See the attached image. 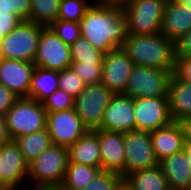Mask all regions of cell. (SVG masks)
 <instances>
[{"label":"cell","instance_id":"6da1fadb","mask_svg":"<svg viewBox=\"0 0 191 190\" xmlns=\"http://www.w3.org/2000/svg\"><path fill=\"white\" fill-rule=\"evenodd\" d=\"M79 24L81 36L104 53L122 47L126 39V18L120 8L93 2Z\"/></svg>","mask_w":191,"mask_h":190},{"label":"cell","instance_id":"7a4b0ae2","mask_svg":"<svg viewBox=\"0 0 191 190\" xmlns=\"http://www.w3.org/2000/svg\"><path fill=\"white\" fill-rule=\"evenodd\" d=\"M122 48L134 65L174 70L175 42L162 33L127 34Z\"/></svg>","mask_w":191,"mask_h":190},{"label":"cell","instance_id":"3957f363","mask_svg":"<svg viewBox=\"0 0 191 190\" xmlns=\"http://www.w3.org/2000/svg\"><path fill=\"white\" fill-rule=\"evenodd\" d=\"M69 163L67 147L52 145L28 164L27 181L58 189Z\"/></svg>","mask_w":191,"mask_h":190},{"label":"cell","instance_id":"277c9868","mask_svg":"<svg viewBox=\"0 0 191 190\" xmlns=\"http://www.w3.org/2000/svg\"><path fill=\"white\" fill-rule=\"evenodd\" d=\"M6 125L11 140L46 128L47 111L43 103L20 97L6 112Z\"/></svg>","mask_w":191,"mask_h":190},{"label":"cell","instance_id":"5b68a950","mask_svg":"<svg viewBox=\"0 0 191 190\" xmlns=\"http://www.w3.org/2000/svg\"><path fill=\"white\" fill-rule=\"evenodd\" d=\"M43 25L30 20H22L0 45L3 59L21 60L34 63L40 33Z\"/></svg>","mask_w":191,"mask_h":190},{"label":"cell","instance_id":"8992f818","mask_svg":"<svg viewBox=\"0 0 191 190\" xmlns=\"http://www.w3.org/2000/svg\"><path fill=\"white\" fill-rule=\"evenodd\" d=\"M168 0H132L123 9L127 34L161 33L163 12Z\"/></svg>","mask_w":191,"mask_h":190},{"label":"cell","instance_id":"52a82bcc","mask_svg":"<svg viewBox=\"0 0 191 190\" xmlns=\"http://www.w3.org/2000/svg\"><path fill=\"white\" fill-rule=\"evenodd\" d=\"M173 71L134 65L122 94L133 99L168 96Z\"/></svg>","mask_w":191,"mask_h":190},{"label":"cell","instance_id":"ba28073f","mask_svg":"<svg viewBox=\"0 0 191 190\" xmlns=\"http://www.w3.org/2000/svg\"><path fill=\"white\" fill-rule=\"evenodd\" d=\"M114 93L101 82L85 85L74 100V109L88 130L98 129Z\"/></svg>","mask_w":191,"mask_h":190},{"label":"cell","instance_id":"9c48e42d","mask_svg":"<svg viewBox=\"0 0 191 190\" xmlns=\"http://www.w3.org/2000/svg\"><path fill=\"white\" fill-rule=\"evenodd\" d=\"M72 63L70 45L64 43L50 26H43L34 60L35 66L61 71Z\"/></svg>","mask_w":191,"mask_h":190},{"label":"cell","instance_id":"30bf717a","mask_svg":"<svg viewBox=\"0 0 191 190\" xmlns=\"http://www.w3.org/2000/svg\"><path fill=\"white\" fill-rule=\"evenodd\" d=\"M124 147L126 154L124 178L134 171L152 168L159 164L149 131L124 132Z\"/></svg>","mask_w":191,"mask_h":190},{"label":"cell","instance_id":"8fae6325","mask_svg":"<svg viewBox=\"0 0 191 190\" xmlns=\"http://www.w3.org/2000/svg\"><path fill=\"white\" fill-rule=\"evenodd\" d=\"M46 128L53 145L67 148L88 130L74 108L47 112Z\"/></svg>","mask_w":191,"mask_h":190},{"label":"cell","instance_id":"7c38bea8","mask_svg":"<svg viewBox=\"0 0 191 190\" xmlns=\"http://www.w3.org/2000/svg\"><path fill=\"white\" fill-rule=\"evenodd\" d=\"M135 130L153 131L172 122L167 96L134 99Z\"/></svg>","mask_w":191,"mask_h":190},{"label":"cell","instance_id":"4fadbf2b","mask_svg":"<svg viewBox=\"0 0 191 190\" xmlns=\"http://www.w3.org/2000/svg\"><path fill=\"white\" fill-rule=\"evenodd\" d=\"M133 66L122 47L109 50L103 57L101 83L114 94L123 93Z\"/></svg>","mask_w":191,"mask_h":190},{"label":"cell","instance_id":"5bb4252c","mask_svg":"<svg viewBox=\"0 0 191 190\" xmlns=\"http://www.w3.org/2000/svg\"><path fill=\"white\" fill-rule=\"evenodd\" d=\"M98 129L123 133L135 130L134 99L122 93L114 94Z\"/></svg>","mask_w":191,"mask_h":190},{"label":"cell","instance_id":"9a60e30c","mask_svg":"<svg viewBox=\"0 0 191 190\" xmlns=\"http://www.w3.org/2000/svg\"><path fill=\"white\" fill-rule=\"evenodd\" d=\"M98 134L100 146L101 170L120 174L124 178L125 147L124 133L94 130Z\"/></svg>","mask_w":191,"mask_h":190},{"label":"cell","instance_id":"2e32d148","mask_svg":"<svg viewBox=\"0 0 191 190\" xmlns=\"http://www.w3.org/2000/svg\"><path fill=\"white\" fill-rule=\"evenodd\" d=\"M34 63L3 59L0 62V84L11 90L18 98L28 97Z\"/></svg>","mask_w":191,"mask_h":190},{"label":"cell","instance_id":"e0dca14e","mask_svg":"<svg viewBox=\"0 0 191 190\" xmlns=\"http://www.w3.org/2000/svg\"><path fill=\"white\" fill-rule=\"evenodd\" d=\"M28 163L14 140L0 146V184L27 181Z\"/></svg>","mask_w":191,"mask_h":190},{"label":"cell","instance_id":"ac0fdd59","mask_svg":"<svg viewBox=\"0 0 191 190\" xmlns=\"http://www.w3.org/2000/svg\"><path fill=\"white\" fill-rule=\"evenodd\" d=\"M150 135L158 162L184 149L183 132L177 121L151 131Z\"/></svg>","mask_w":191,"mask_h":190},{"label":"cell","instance_id":"d6986e66","mask_svg":"<svg viewBox=\"0 0 191 190\" xmlns=\"http://www.w3.org/2000/svg\"><path fill=\"white\" fill-rule=\"evenodd\" d=\"M170 190H187L191 185V165L185 150L159 162Z\"/></svg>","mask_w":191,"mask_h":190},{"label":"cell","instance_id":"ffe728a7","mask_svg":"<svg viewBox=\"0 0 191 190\" xmlns=\"http://www.w3.org/2000/svg\"><path fill=\"white\" fill-rule=\"evenodd\" d=\"M190 30L191 11L174 0H168L163 12L161 33L175 42Z\"/></svg>","mask_w":191,"mask_h":190},{"label":"cell","instance_id":"44dd1931","mask_svg":"<svg viewBox=\"0 0 191 190\" xmlns=\"http://www.w3.org/2000/svg\"><path fill=\"white\" fill-rule=\"evenodd\" d=\"M67 149L69 162L101 168L99 139L94 130H87Z\"/></svg>","mask_w":191,"mask_h":190},{"label":"cell","instance_id":"7402d4cb","mask_svg":"<svg viewBox=\"0 0 191 190\" xmlns=\"http://www.w3.org/2000/svg\"><path fill=\"white\" fill-rule=\"evenodd\" d=\"M167 97L172 121L191 116V84L181 81L173 74Z\"/></svg>","mask_w":191,"mask_h":190},{"label":"cell","instance_id":"603a6c76","mask_svg":"<svg viewBox=\"0 0 191 190\" xmlns=\"http://www.w3.org/2000/svg\"><path fill=\"white\" fill-rule=\"evenodd\" d=\"M124 183L132 190H170L159 164L128 174L124 178Z\"/></svg>","mask_w":191,"mask_h":190},{"label":"cell","instance_id":"cb8c5ba5","mask_svg":"<svg viewBox=\"0 0 191 190\" xmlns=\"http://www.w3.org/2000/svg\"><path fill=\"white\" fill-rule=\"evenodd\" d=\"M58 89V71L35 67L28 98L43 103Z\"/></svg>","mask_w":191,"mask_h":190},{"label":"cell","instance_id":"d4e9b609","mask_svg":"<svg viewBox=\"0 0 191 190\" xmlns=\"http://www.w3.org/2000/svg\"><path fill=\"white\" fill-rule=\"evenodd\" d=\"M101 168L69 162L59 190H82L100 172Z\"/></svg>","mask_w":191,"mask_h":190},{"label":"cell","instance_id":"484cf974","mask_svg":"<svg viewBox=\"0 0 191 190\" xmlns=\"http://www.w3.org/2000/svg\"><path fill=\"white\" fill-rule=\"evenodd\" d=\"M13 140L18 145L19 150L22 152L28 164L35 160L42 151L53 145L47 128L17 137Z\"/></svg>","mask_w":191,"mask_h":190},{"label":"cell","instance_id":"4316f807","mask_svg":"<svg viewBox=\"0 0 191 190\" xmlns=\"http://www.w3.org/2000/svg\"><path fill=\"white\" fill-rule=\"evenodd\" d=\"M61 0H31L30 21L50 26L57 20Z\"/></svg>","mask_w":191,"mask_h":190},{"label":"cell","instance_id":"83f0119b","mask_svg":"<svg viewBox=\"0 0 191 190\" xmlns=\"http://www.w3.org/2000/svg\"><path fill=\"white\" fill-rule=\"evenodd\" d=\"M72 62H103L104 52L82 36L70 45Z\"/></svg>","mask_w":191,"mask_h":190},{"label":"cell","instance_id":"f1b7e54d","mask_svg":"<svg viewBox=\"0 0 191 190\" xmlns=\"http://www.w3.org/2000/svg\"><path fill=\"white\" fill-rule=\"evenodd\" d=\"M94 0H61L58 20L80 22Z\"/></svg>","mask_w":191,"mask_h":190},{"label":"cell","instance_id":"f546056e","mask_svg":"<svg viewBox=\"0 0 191 190\" xmlns=\"http://www.w3.org/2000/svg\"><path fill=\"white\" fill-rule=\"evenodd\" d=\"M70 67L86 85L101 82L102 62H72Z\"/></svg>","mask_w":191,"mask_h":190},{"label":"cell","instance_id":"4dcf8cb0","mask_svg":"<svg viewBox=\"0 0 191 190\" xmlns=\"http://www.w3.org/2000/svg\"><path fill=\"white\" fill-rule=\"evenodd\" d=\"M85 85L71 67L58 71V88L64 90L73 98L78 96L85 88Z\"/></svg>","mask_w":191,"mask_h":190},{"label":"cell","instance_id":"1f68e13d","mask_svg":"<svg viewBox=\"0 0 191 190\" xmlns=\"http://www.w3.org/2000/svg\"><path fill=\"white\" fill-rule=\"evenodd\" d=\"M124 178L115 172L101 171L82 190H118Z\"/></svg>","mask_w":191,"mask_h":190},{"label":"cell","instance_id":"d6a6232c","mask_svg":"<svg viewBox=\"0 0 191 190\" xmlns=\"http://www.w3.org/2000/svg\"><path fill=\"white\" fill-rule=\"evenodd\" d=\"M50 27L64 43L71 45L81 37L80 24L65 20H56Z\"/></svg>","mask_w":191,"mask_h":190},{"label":"cell","instance_id":"836d02e7","mask_svg":"<svg viewBox=\"0 0 191 190\" xmlns=\"http://www.w3.org/2000/svg\"><path fill=\"white\" fill-rule=\"evenodd\" d=\"M74 100L75 98L58 88L43 102V105L47 112H57L74 108Z\"/></svg>","mask_w":191,"mask_h":190},{"label":"cell","instance_id":"e575fe53","mask_svg":"<svg viewBox=\"0 0 191 190\" xmlns=\"http://www.w3.org/2000/svg\"><path fill=\"white\" fill-rule=\"evenodd\" d=\"M31 0H0V13L16 14L22 20H30Z\"/></svg>","mask_w":191,"mask_h":190},{"label":"cell","instance_id":"d590c367","mask_svg":"<svg viewBox=\"0 0 191 190\" xmlns=\"http://www.w3.org/2000/svg\"><path fill=\"white\" fill-rule=\"evenodd\" d=\"M173 74L185 83L191 84V56H175Z\"/></svg>","mask_w":191,"mask_h":190},{"label":"cell","instance_id":"8d00e7d4","mask_svg":"<svg viewBox=\"0 0 191 190\" xmlns=\"http://www.w3.org/2000/svg\"><path fill=\"white\" fill-rule=\"evenodd\" d=\"M18 99L11 90L0 84V114L4 115Z\"/></svg>","mask_w":191,"mask_h":190},{"label":"cell","instance_id":"74e56055","mask_svg":"<svg viewBox=\"0 0 191 190\" xmlns=\"http://www.w3.org/2000/svg\"><path fill=\"white\" fill-rule=\"evenodd\" d=\"M22 21L16 14L0 13V31L5 35L11 33Z\"/></svg>","mask_w":191,"mask_h":190},{"label":"cell","instance_id":"f35d334b","mask_svg":"<svg viewBox=\"0 0 191 190\" xmlns=\"http://www.w3.org/2000/svg\"><path fill=\"white\" fill-rule=\"evenodd\" d=\"M175 56H191V30L175 41Z\"/></svg>","mask_w":191,"mask_h":190},{"label":"cell","instance_id":"ab89813d","mask_svg":"<svg viewBox=\"0 0 191 190\" xmlns=\"http://www.w3.org/2000/svg\"><path fill=\"white\" fill-rule=\"evenodd\" d=\"M28 184V185H26ZM46 186H42L30 181H24L16 184L8 185V190H48Z\"/></svg>","mask_w":191,"mask_h":190},{"label":"cell","instance_id":"60d3db41","mask_svg":"<svg viewBox=\"0 0 191 190\" xmlns=\"http://www.w3.org/2000/svg\"><path fill=\"white\" fill-rule=\"evenodd\" d=\"M182 129L184 143H191V116H186L177 121Z\"/></svg>","mask_w":191,"mask_h":190},{"label":"cell","instance_id":"b9f144b4","mask_svg":"<svg viewBox=\"0 0 191 190\" xmlns=\"http://www.w3.org/2000/svg\"><path fill=\"white\" fill-rule=\"evenodd\" d=\"M131 1L132 0H94L97 4L120 9H125Z\"/></svg>","mask_w":191,"mask_h":190},{"label":"cell","instance_id":"7bdbcfd3","mask_svg":"<svg viewBox=\"0 0 191 190\" xmlns=\"http://www.w3.org/2000/svg\"><path fill=\"white\" fill-rule=\"evenodd\" d=\"M11 140L7 131L6 118L0 114V146Z\"/></svg>","mask_w":191,"mask_h":190},{"label":"cell","instance_id":"ee69618b","mask_svg":"<svg viewBox=\"0 0 191 190\" xmlns=\"http://www.w3.org/2000/svg\"><path fill=\"white\" fill-rule=\"evenodd\" d=\"M184 150L191 165V143H185Z\"/></svg>","mask_w":191,"mask_h":190},{"label":"cell","instance_id":"f6af8a7d","mask_svg":"<svg viewBox=\"0 0 191 190\" xmlns=\"http://www.w3.org/2000/svg\"><path fill=\"white\" fill-rule=\"evenodd\" d=\"M175 2L186 6L191 11V0H174Z\"/></svg>","mask_w":191,"mask_h":190},{"label":"cell","instance_id":"bcb514c9","mask_svg":"<svg viewBox=\"0 0 191 190\" xmlns=\"http://www.w3.org/2000/svg\"><path fill=\"white\" fill-rule=\"evenodd\" d=\"M118 190H132L130 187H128L124 182L123 184L119 187Z\"/></svg>","mask_w":191,"mask_h":190},{"label":"cell","instance_id":"7dc6e473","mask_svg":"<svg viewBox=\"0 0 191 190\" xmlns=\"http://www.w3.org/2000/svg\"><path fill=\"white\" fill-rule=\"evenodd\" d=\"M0 190H8L7 184H0Z\"/></svg>","mask_w":191,"mask_h":190},{"label":"cell","instance_id":"c3c4849f","mask_svg":"<svg viewBox=\"0 0 191 190\" xmlns=\"http://www.w3.org/2000/svg\"><path fill=\"white\" fill-rule=\"evenodd\" d=\"M4 37H5V34L2 31H0V45Z\"/></svg>","mask_w":191,"mask_h":190},{"label":"cell","instance_id":"681fc988","mask_svg":"<svg viewBox=\"0 0 191 190\" xmlns=\"http://www.w3.org/2000/svg\"><path fill=\"white\" fill-rule=\"evenodd\" d=\"M3 60V58H2V55H1V51H0V62Z\"/></svg>","mask_w":191,"mask_h":190}]
</instances>
